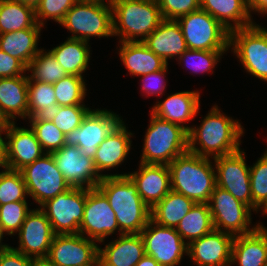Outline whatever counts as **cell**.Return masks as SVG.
Instances as JSON below:
<instances>
[{"instance_id": "obj_1", "label": "cell", "mask_w": 267, "mask_h": 266, "mask_svg": "<svg viewBox=\"0 0 267 266\" xmlns=\"http://www.w3.org/2000/svg\"><path fill=\"white\" fill-rule=\"evenodd\" d=\"M220 110L218 105L212 106L200 126L193 125L188 131L190 153L213 159L241 149L240 139L245 132L243 126L239 120L226 116Z\"/></svg>"}, {"instance_id": "obj_2", "label": "cell", "mask_w": 267, "mask_h": 266, "mask_svg": "<svg viewBox=\"0 0 267 266\" xmlns=\"http://www.w3.org/2000/svg\"><path fill=\"white\" fill-rule=\"evenodd\" d=\"M97 188L116 214L121 234H140L151 219V209L129 176H105Z\"/></svg>"}, {"instance_id": "obj_3", "label": "cell", "mask_w": 267, "mask_h": 266, "mask_svg": "<svg viewBox=\"0 0 267 266\" xmlns=\"http://www.w3.org/2000/svg\"><path fill=\"white\" fill-rule=\"evenodd\" d=\"M210 158L187 151L169 165L171 190L192 199L208 203L216 186L215 168Z\"/></svg>"}, {"instance_id": "obj_4", "label": "cell", "mask_w": 267, "mask_h": 266, "mask_svg": "<svg viewBox=\"0 0 267 266\" xmlns=\"http://www.w3.org/2000/svg\"><path fill=\"white\" fill-rule=\"evenodd\" d=\"M111 6L119 42H143L164 20L157 0H114Z\"/></svg>"}, {"instance_id": "obj_5", "label": "cell", "mask_w": 267, "mask_h": 266, "mask_svg": "<svg viewBox=\"0 0 267 266\" xmlns=\"http://www.w3.org/2000/svg\"><path fill=\"white\" fill-rule=\"evenodd\" d=\"M145 132L140 163L169 165L188 151V131L152 113Z\"/></svg>"}, {"instance_id": "obj_6", "label": "cell", "mask_w": 267, "mask_h": 266, "mask_svg": "<svg viewBox=\"0 0 267 266\" xmlns=\"http://www.w3.org/2000/svg\"><path fill=\"white\" fill-rule=\"evenodd\" d=\"M60 25L72 33L68 38L88 43L91 36L112 37V6L99 1L78 0L68 10Z\"/></svg>"}, {"instance_id": "obj_7", "label": "cell", "mask_w": 267, "mask_h": 266, "mask_svg": "<svg viewBox=\"0 0 267 266\" xmlns=\"http://www.w3.org/2000/svg\"><path fill=\"white\" fill-rule=\"evenodd\" d=\"M190 50L228 51L230 32L203 9L176 20Z\"/></svg>"}, {"instance_id": "obj_8", "label": "cell", "mask_w": 267, "mask_h": 266, "mask_svg": "<svg viewBox=\"0 0 267 266\" xmlns=\"http://www.w3.org/2000/svg\"><path fill=\"white\" fill-rule=\"evenodd\" d=\"M229 48L247 73L267 82V28L256 22L230 31Z\"/></svg>"}, {"instance_id": "obj_9", "label": "cell", "mask_w": 267, "mask_h": 266, "mask_svg": "<svg viewBox=\"0 0 267 266\" xmlns=\"http://www.w3.org/2000/svg\"><path fill=\"white\" fill-rule=\"evenodd\" d=\"M208 206L215 230L238 236L250 234L259 227V223L251 225L252 209L218 186L214 187Z\"/></svg>"}, {"instance_id": "obj_10", "label": "cell", "mask_w": 267, "mask_h": 266, "mask_svg": "<svg viewBox=\"0 0 267 266\" xmlns=\"http://www.w3.org/2000/svg\"><path fill=\"white\" fill-rule=\"evenodd\" d=\"M20 171L26 184L28 197L31 196L30 198L40 206L48 199L71 188L57 168L51 153H45Z\"/></svg>"}, {"instance_id": "obj_11", "label": "cell", "mask_w": 267, "mask_h": 266, "mask_svg": "<svg viewBox=\"0 0 267 266\" xmlns=\"http://www.w3.org/2000/svg\"><path fill=\"white\" fill-rule=\"evenodd\" d=\"M86 197L87 188L71 187L39 206L46 214L56 235L79 233Z\"/></svg>"}, {"instance_id": "obj_12", "label": "cell", "mask_w": 267, "mask_h": 266, "mask_svg": "<svg viewBox=\"0 0 267 266\" xmlns=\"http://www.w3.org/2000/svg\"><path fill=\"white\" fill-rule=\"evenodd\" d=\"M123 122L119 114L108 109H92L82 124L65 135V144L77 146L81 153L94 159L98 146Z\"/></svg>"}, {"instance_id": "obj_13", "label": "cell", "mask_w": 267, "mask_h": 266, "mask_svg": "<svg viewBox=\"0 0 267 266\" xmlns=\"http://www.w3.org/2000/svg\"><path fill=\"white\" fill-rule=\"evenodd\" d=\"M244 150L213 158L216 186L228 191L234 198L252 209L250 166Z\"/></svg>"}, {"instance_id": "obj_14", "label": "cell", "mask_w": 267, "mask_h": 266, "mask_svg": "<svg viewBox=\"0 0 267 266\" xmlns=\"http://www.w3.org/2000/svg\"><path fill=\"white\" fill-rule=\"evenodd\" d=\"M115 232H119L120 235L116 214L107 197L97 187L87 188L84 215L79 233L97 243H103Z\"/></svg>"}, {"instance_id": "obj_15", "label": "cell", "mask_w": 267, "mask_h": 266, "mask_svg": "<svg viewBox=\"0 0 267 266\" xmlns=\"http://www.w3.org/2000/svg\"><path fill=\"white\" fill-rule=\"evenodd\" d=\"M140 234L145 254L153 257L160 266H177L187 254L188 245L176 228L159 225L150 219Z\"/></svg>"}, {"instance_id": "obj_16", "label": "cell", "mask_w": 267, "mask_h": 266, "mask_svg": "<svg viewBox=\"0 0 267 266\" xmlns=\"http://www.w3.org/2000/svg\"><path fill=\"white\" fill-rule=\"evenodd\" d=\"M99 247L80 233L57 234L46 259L54 266H92L99 261Z\"/></svg>"}, {"instance_id": "obj_17", "label": "cell", "mask_w": 267, "mask_h": 266, "mask_svg": "<svg viewBox=\"0 0 267 266\" xmlns=\"http://www.w3.org/2000/svg\"><path fill=\"white\" fill-rule=\"evenodd\" d=\"M16 122L3 123L4 164L6 168L20 171L45 154L31 128L18 127Z\"/></svg>"}, {"instance_id": "obj_18", "label": "cell", "mask_w": 267, "mask_h": 266, "mask_svg": "<svg viewBox=\"0 0 267 266\" xmlns=\"http://www.w3.org/2000/svg\"><path fill=\"white\" fill-rule=\"evenodd\" d=\"M57 168L71 187L96 188L103 179L94 160L81 153L77 146L64 145L51 153Z\"/></svg>"}, {"instance_id": "obj_19", "label": "cell", "mask_w": 267, "mask_h": 266, "mask_svg": "<svg viewBox=\"0 0 267 266\" xmlns=\"http://www.w3.org/2000/svg\"><path fill=\"white\" fill-rule=\"evenodd\" d=\"M19 245L16 251L34 259H46L56 235L46 214L38 207L26 216L17 232Z\"/></svg>"}, {"instance_id": "obj_20", "label": "cell", "mask_w": 267, "mask_h": 266, "mask_svg": "<svg viewBox=\"0 0 267 266\" xmlns=\"http://www.w3.org/2000/svg\"><path fill=\"white\" fill-rule=\"evenodd\" d=\"M235 236L213 230L188 244L187 256L197 266H231Z\"/></svg>"}, {"instance_id": "obj_21", "label": "cell", "mask_w": 267, "mask_h": 266, "mask_svg": "<svg viewBox=\"0 0 267 266\" xmlns=\"http://www.w3.org/2000/svg\"><path fill=\"white\" fill-rule=\"evenodd\" d=\"M124 176L134 182L150 209L171 191L170 171L166 164L140 163L137 171L124 173Z\"/></svg>"}, {"instance_id": "obj_22", "label": "cell", "mask_w": 267, "mask_h": 266, "mask_svg": "<svg viewBox=\"0 0 267 266\" xmlns=\"http://www.w3.org/2000/svg\"><path fill=\"white\" fill-rule=\"evenodd\" d=\"M200 110V92L195 91H180L172 93L161 101H156L150 113L156 117L178 124L187 131L191 126L186 125L185 122L195 119ZM185 124V125H184Z\"/></svg>"}, {"instance_id": "obj_23", "label": "cell", "mask_w": 267, "mask_h": 266, "mask_svg": "<svg viewBox=\"0 0 267 266\" xmlns=\"http://www.w3.org/2000/svg\"><path fill=\"white\" fill-rule=\"evenodd\" d=\"M124 121L107 136L98 146L94 156V163L98 173L105 176H124V174H102L121 165L131 150L133 133L127 130ZM103 171V172H102Z\"/></svg>"}, {"instance_id": "obj_24", "label": "cell", "mask_w": 267, "mask_h": 266, "mask_svg": "<svg viewBox=\"0 0 267 266\" xmlns=\"http://www.w3.org/2000/svg\"><path fill=\"white\" fill-rule=\"evenodd\" d=\"M28 75L0 78V121L28 119Z\"/></svg>"}, {"instance_id": "obj_25", "label": "cell", "mask_w": 267, "mask_h": 266, "mask_svg": "<svg viewBox=\"0 0 267 266\" xmlns=\"http://www.w3.org/2000/svg\"><path fill=\"white\" fill-rule=\"evenodd\" d=\"M145 255L141 234H121L104 248L99 247L102 266H135Z\"/></svg>"}, {"instance_id": "obj_26", "label": "cell", "mask_w": 267, "mask_h": 266, "mask_svg": "<svg viewBox=\"0 0 267 266\" xmlns=\"http://www.w3.org/2000/svg\"><path fill=\"white\" fill-rule=\"evenodd\" d=\"M143 43L167 64L168 59H178L188 49L176 20H163Z\"/></svg>"}, {"instance_id": "obj_27", "label": "cell", "mask_w": 267, "mask_h": 266, "mask_svg": "<svg viewBox=\"0 0 267 266\" xmlns=\"http://www.w3.org/2000/svg\"><path fill=\"white\" fill-rule=\"evenodd\" d=\"M267 262V227L259 223L252 233L235 236L232 246L231 266H264Z\"/></svg>"}, {"instance_id": "obj_28", "label": "cell", "mask_w": 267, "mask_h": 266, "mask_svg": "<svg viewBox=\"0 0 267 266\" xmlns=\"http://www.w3.org/2000/svg\"><path fill=\"white\" fill-rule=\"evenodd\" d=\"M119 45H121L117 50L119 57L131 76L157 72L167 65L143 42H119Z\"/></svg>"}, {"instance_id": "obj_29", "label": "cell", "mask_w": 267, "mask_h": 266, "mask_svg": "<svg viewBox=\"0 0 267 266\" xmlns=\"http://www.w3.org/2000/svg\"><path fill=\"white\" fill-rule=\"evenodd\" d=\"M200 8L219 21L229 32L255 23L246 0H200Z\"/></svg>"}, {"instance_id": "obj_30", "label": "cell", "mask_w": 267, "mask_h": 266, "mask_svg": "<svg viewBox=\"0 0 267 266\" xmlns=\"http://www.w3.org/2000/svg\"><path fill=\"white\" fill-rule=\"evenodd\" d=\"M41 28L31 27L0 34V49L20 60L26 67L41 50L38 48Z\"/></svg>"}, {"instance_id": "obj_31", "label": "cell", "mask_w": 267, "mask_h": 266, "mask_svg": "<svg viewBox=\"0 0 267 266\" xmlns=\"http://www.w3.org/2000/svg\"><path fill=\"white\" fill-rule=\"evenodd\" d=\"M90 43L68 38L49 50L67 75L83 77L90 60Z\"/></svg>"}, {"instance_id": "obj_32", "label": "cell", "mask_w": 267, "mask_h": 266, "mask_svg": "<svg viewBox=\"0 0 267 266\" xmlns=\"http://www.w3.org/2000/svg\"><path fill=\"white\" fill-rule=\"evenodd\" d=\"M194 205L192 199L171 190L151 208V220L162 226L176 228Z\"/></svg>"}, {"instance_id": "obj_33", "label": "cell", "mask_w": 267, "mask_h": 266, "mask_svg": "<svg viewBox=\"0 0 267 266\" xmlns=\"http://www.w3.org/2000/svg\"><path fill=\"white\" fill-rule=\"evenodd\" d=\"M31 27H42L36 21L34 8L14 0H0V34Z\"/></svg>"}, {"instance_id": "obj_34", "label": "cell", "mask_w": 267, "mask_h": 266, "mask_svg": "<svg viewBox=\"0 0 267 266\" xmlns=\"http://www.w3.org/2000/svg\"><path fill=\"white\" fill-rule=\"evenodd\" d=\"M176 230L187 245L212 232L214 226L208 203H195L182 218Z\"/></svg>"}, {"instance_id": "obj_35", "label": "cell", "mask_w": 267, "mask_h": 266, "mask_svg": "<svg viewBox=\"0 0 267 266\" xmlns=\"http://www.w3.org/2000/svg\"><path fill=\"white\" fill-rule=\"evenodd\" d=\"M57 106L53 84L28 81V118L47 116Z\"/></svg>"}, {"instance_id": "obj_36", "label": "cell", "mask_w": 267, "mask_h": 266, "mask_svg": "<svg viewBox=\"0 0 267 266\" xmlns=\"http://www.w3.org/2000/svg\"><path fill=\"white\" fill-rule=\"evenodd\" d=\"M27 71L31 72L30 75L28 74V80L49 84H54L67 75L53 54L44 48H41L30 62Z\"/></svg>"}, {"instance_id": "obj_37", "label": "cell", "mask_w": 267, "mask_h": 266, "mask_svg": "<svg viewBox=\"0 0 267 266\" xmlns=\"http://www.w3.org/2000/svg\"><path fill=\"white\" fill-rule=\"evenodd\" d=\"M28 121L45 153H53L65 145V135L48 116L28 118Z\"/></svg>"}, {"instance_id": "obj_38", "label": "cell", "mask_w": 267, "mask_h": 266, "mask_svg": "<svg viewBox=\"0 0 267 266\" xmlns=\"http://www.w3.org/2000/svg\"><path fill=\"white\" fill-rule=\"evenodd\" d=\"M85 79L80 76L66 75L53 84L58 106L84 105L87 95Z\"/></svg>"}, {"instance_id": "obj_39", "label": "cell", "mask_w": 267, "mask_h": 266, "mask_svg": "<svg viewBox=\"0 0 267 266\" xmlns=\"http://www.w3.org/2000/svg\"><path fill=\"white\" fill-rule=\"evenodd\" d=\"M27 189L21 171L4 167L0 172V205L27 201Z\"/></svg>"}, {"instance_id": "obj_40", "label": "cell", "mask_w": 267, "mask_h": 266, "mask_svg": "<svg viewBox=\"0 0 267 266\" xmlns=\"http://www.w3.org/2000/svg\"><path fill=\"white\" fill-rule=\"evenodd\" d=\"M252 211H260L267 204V148L257 162L250 166Z\"/></svg>"}, {"instance_id": "obj_41", "label": "cell", "mask_w": 267, "mask_h": 266, "mask_svg": "<svg viewBox=\"0 0 267 266\" xmlns=\"http://www.w3.org/2000/svg\"><path fill=\"white\" fill-rule=\"evenodd\" d=\"M91 110L86 105L57 106L47 116L66 135L78 128Z\"/></svg>"}, {"instance_id": "obj_42", "label": "cell", "mask_w": 267, "mask_h": 266, "mask_svg": "<svg viewBox=\"0 0 267 266\" xmlns=\"http://www.w3.org/2000/svg\"><path fill=\"white\" fill-rule=\"evenodd\" d=\"M27 201H16L0 205V225L6 235H14L20 230L26 216L32 209Z\"/></svg>"}, {"instance_id": "obj_43", "label": "cell", "mask_w": 267, "mask_h": 266, "mask_svg": "<svg viewBox=\"0 0 267 266\" xmlns=\"http://www.w3.org/2000/svg\"><path fill=\"white\" fill-rule=\"evenodd\" d=\"M226 52L187 49L177 60L180 62L179 64L183 62L185 67H191L193 74L204 72L210 74L209 72L215 68Z\"/></svg>"}, {"instance_id": "obj_44", "label": "cell", "mask_w": 267, "mask_h": 266, "mask_svg": "<svg viewBox=\"0 0 267 266\" xmlns=\"http://www.w3.org/2000/svg\"><path fill=\"white\" fill-rule=\"evenodd\" d=\"M78 0H40L35 8V16L37 23L45 27L47 20L51 19L59 24L64 19L68 10Z\"/></svg>"}, {"instance_id": "obj_45", "label": "cell", "mask_w": 267, "mask_h": 266, "mask_svg": "<svg viewBox=\"0 0 267 266\" xmlns=\"http://www.w3.org/2000/svg\"><path fill=\"white\" fill-rule=\"evenodd\" d=\"M164 20H177L200 9V0H157Z\"/></svg>"}, {"instance_id": "obj_46", "label": "cell", "mask_w": 267, "mask_h": 266, "mask_svg": "<svg viewBox=\"0 0 267 266\" xmlns=\"http://www.w3.org/2000/svg\"><path fill=\"white\" fill-rule=\"evenodd\" d=\"M167 64L162 70H159L157 72L149 73L142 75L141 81L142 88L141 92L145 94L146 98L147 96L156 95L157 97L162 96L165 89H166V72L168 69ZM147 94V95H146Z\"/></svg>"}, {"instance_id": "obj_47", "label": "cell", "mask_w": 267, "mask_h": 266, "mask_svg": "<svg viewBox=\"0 0 267 266\" xmlns=\"http://www.w3.org/2000/svg\"><path fill=\"white\" fill-rule=\"evenodd\" d=\"M26 72L27 67L20 60L0 49V78L22 76Z\"/></svg>"}, {"instance_id": "obj_48", "label": "cell", "mask_w": 267, "mask_h": 266, "mask_svg": "<svg viewBox=\"0 0 267 266\" xmlns=\"http://www.w3.org/2000/svg\"><path fill=\"white\" fill-rule=\"evenodd\" d=\"M35 259L16 251L11 246L0 250V266H34Z\"/></svg>"}, {"instance_id": "obj_49", "label": "cell", "mask_w": 267, "mask_h": 266, "mask_svg": "<svg viewBox=\"0 0 267 266\" xmlns=\"http://www.w3.org/2000/svg\"><path fill=\"white\" fill-rule=\"evenodd\" d=\"M246 4L250 15L252 12L267 15V0H246Z\"/></svg>"}, {"instance_id": "obj_50", "label": "cell", "mask_w": 267, "mask_h": 266, "mask_svg": "<svg viewBox=\"0 0 267 266\" xmlns=\"http://www.w3.org/2000/svg\"><path fill=\"white\" fill-rule=\"evenodd\" d=\"M135 266H160V265L153 257L145 254Z\"/></svg>"}, {"instance_id": "obj_51", "label": "cell", "mask_w": 267, "mask_h": 266, "mask_svg": "<svg viewBox=\"0 0 267 266\" xmlns=\"http://www.w3.org/2000/svg\"><path fill=\"white\" fill-rule=\"evenodd\" d=\"M2 130L0 127V167L4 168L5 164H4V138L2 136Z\"/></svg>"}, {"instance_id": "obj_52", "label": "cell", "mask_w": 267, "mask_h": 266, "mask_svg": "<svg viewBox=\"0 0 267 266\" xmlns=\"http://www.w3.org/2000/svg\"><path fill=\"white\" fill-rule=\"evenodd\" d=\"M14 1H18L24 5H27V6L34 8V9L37 7V5L40 2V0H14Z\"/></svg>"}, {"instance_id": "obj_53", "label": "cell", "mask_w": 267, "mask_h": 266, "mask_svg": "<svg viewBox=\"0 0 267 266\" xmlns=\"http://www.w3.org/2000/svg\"><path fill=\"white\" fill-rule=\"evenodd\" d=\"M34 266H54L47 259H35Z\"/></svg>"}, {"instance_id": "obj_54", "label": "cell", "mask_w": 267, "mask_h": 266, "mask_svg": "<svg viewBox=\"0 0 267 266\" xmlns=\"http://www.w3.org/2000/svg\"><path fill=\"white\" fill-rule=\"evenodd\" d=\"M4 235L5 233L3 232L1 225H0V250L10 247L8 244H4V243L2 244V241H3L2 239L3 237H5Z\"/></svg>"}, {"instance_id": "obj_55", "label": "cell", "mask_w": 267, "mask_h": 266, "mask_svg": "<svg viewBox=\"0 0 267 266\" xmlns=\"http://www.w3.org/2000/svg\"><path fill=\"white\" fill-rule=\"evenodd\" d=\"M88 1H99V2H104V3H110L111 4L114 0H88Z\"/></svg>"}, {"instance_id": "obj_56", "label": "cell", "mask_w": 267, "mask_h": 266, "mask_svg": "<svg viewBox=\"0 0 267 266\" xmlns=\"http://www.w3.org/2000/svg\"><path fill=\"white\" fill-rule=\"evenodd\" d=\"M261 210H262V213L266 216L267 215V204Z\"/></svg>"}, {"instance_id": "obj_57", "label": "cell", "mask_w": 267, "mask_h": 266, "mask_svg": "<svg viewBox=\"0 0 267 266\" xmlns=\"http://www.w3.org/2000/svg\"><path fill=\"white\" fill-rule=\"evenodd\" d=\"M92 266H102V264H101V262L100 261H98L97 263H95L94 265H92Z\"/></svg>"}]
</instances>
